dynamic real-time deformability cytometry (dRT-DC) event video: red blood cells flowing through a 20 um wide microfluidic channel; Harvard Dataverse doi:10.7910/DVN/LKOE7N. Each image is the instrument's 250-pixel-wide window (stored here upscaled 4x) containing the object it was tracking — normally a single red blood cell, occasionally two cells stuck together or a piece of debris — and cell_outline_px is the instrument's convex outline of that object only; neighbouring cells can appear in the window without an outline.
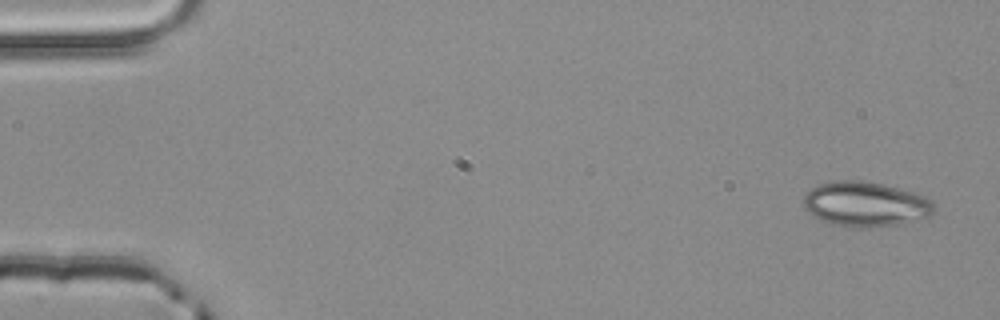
{"species": "common noctule bat (a hibernating species)", "species_latin": "Nyctalus noctula", "temperature_condition": "room temperature", "stored_images_in_passage": 5, "segment_of_instrument_passage": [2, 2], "camera_frame_rate_fps": 3000, "um_per_image_px": 0.085, "animal": {"sex": "male", "body_mass_g": 20.4}, "frame": {"image": 1, "passage_image": 5, "time_ms": 1.333, "image_size_px": [1000, 320], "cell_outline_px": [[936, 212], [928, 216], [900, 224], [860, 228], [848, 228], [828, 224], [816, 220], [804, 208], [804, 192], [816, 184], [832, 180], [864, 180], [884, 184], [912, 192], [924, 196], [932, 200], [936, 208]], "centroid_in_image_um": [73.5, 17.35], "position_along_channel_um": 11.5, "area_um2": 34.97}}